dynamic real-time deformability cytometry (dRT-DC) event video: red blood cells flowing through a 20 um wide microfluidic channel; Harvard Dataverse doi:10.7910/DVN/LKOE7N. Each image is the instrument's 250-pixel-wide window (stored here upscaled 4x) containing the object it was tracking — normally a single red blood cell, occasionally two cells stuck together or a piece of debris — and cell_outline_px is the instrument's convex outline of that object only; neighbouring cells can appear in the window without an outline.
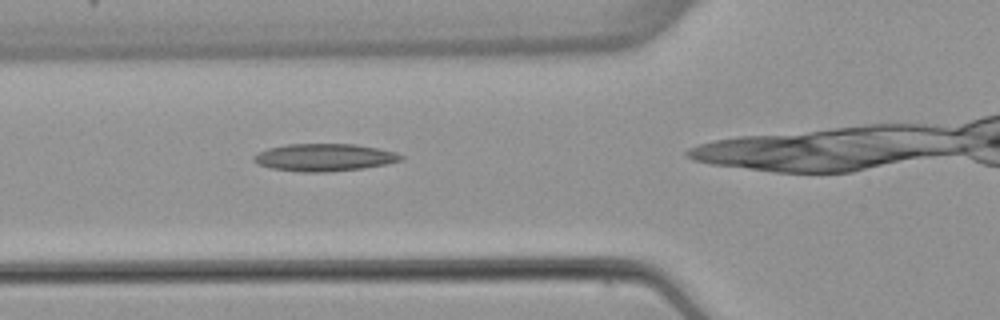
{"species": "common noctule bat (a hibernating species)", "species_latin": "Nyctalus noctula", "temperature_condition": "warm", "stored_images_in_passage": 3, "camera_frame_rate_fps": 3000, "um_per_image_px": 0.085, "animal": {"sex": "female", "body_mass_g": 22.7, "forearm_length_mm": 54.2}, "frame": {"image": 1, "passage_image": 2, "time_ms": 1.0, "image_size_px": [1000, 320], "cell_outline_px": [[404, 160], [364, 168], [324, 172], [300, 172], [272, 168], [260, 164], [252, 160], [252, 156], [268, 148], [288, 144], [356, 144], [396, 152], [404, 156]], "centroid_in_image_um": [27.58, 13.38], "position_along_channel_um": 98.2, "area_um2": 23.41}}